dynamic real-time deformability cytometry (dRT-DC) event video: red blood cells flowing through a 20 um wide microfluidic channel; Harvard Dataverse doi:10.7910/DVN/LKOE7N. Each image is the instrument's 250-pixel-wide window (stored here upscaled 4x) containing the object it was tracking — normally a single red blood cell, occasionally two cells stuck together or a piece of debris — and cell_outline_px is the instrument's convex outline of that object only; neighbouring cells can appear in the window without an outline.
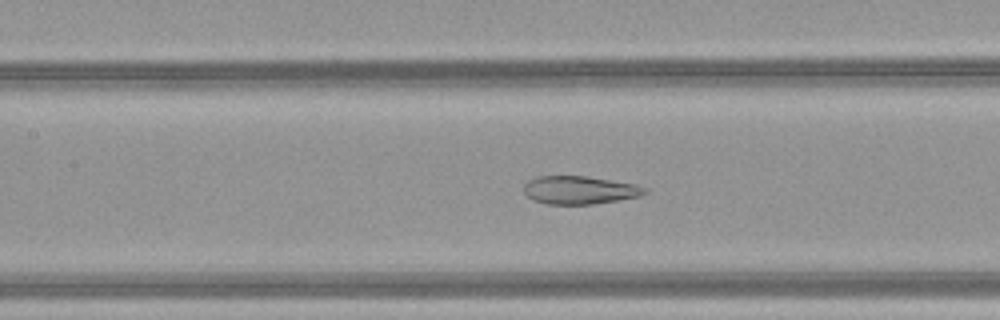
{"species": "common noctule bat (a hibernating species)", "species_latin": "Nyctalus noctula", "temperature_condition": "warm", "stored_images_in_passage": 37, "camera_frame_rate_fps": 3000, "um_per_image_px": 0.085, "animal": {"sex": "female", "body_mass_g": 21.9}, "frame": {"image": 1, "passage_image": 11, "time_ms": 3.333, "image_size_px": [1000, 320], "cell_outline_px": [[648, 192], [640, 196], [620, 200], [592, 204], [548, 204], [532, 200], [524, 192], [524, 184], [528, 180], [536, 176], [588, 176], [636, 184], [648, 188]], "centroid_in_image_um": [49.28, 16.15], "position_along_channel_um": 158.1, "area_um2": 20.0}}
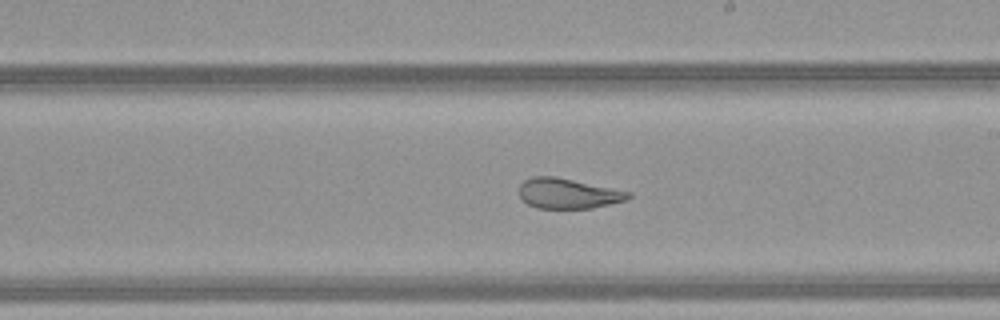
{"frame": {"image": 2, "passage_image": 17, "time_ms": 5.333, "image_size_px": [1000, 320], "cell_outline_px": [[632, 196], [624, 200], [592, 208], [536, 208], [520, 200], [520, 184], [524, 180], [532, 176], [556, 176], [632, 192]], "centroid_in_image_um": [48.25, 16.43], "position_along_channel_um": 240.8, "area_um2": 19.25}}
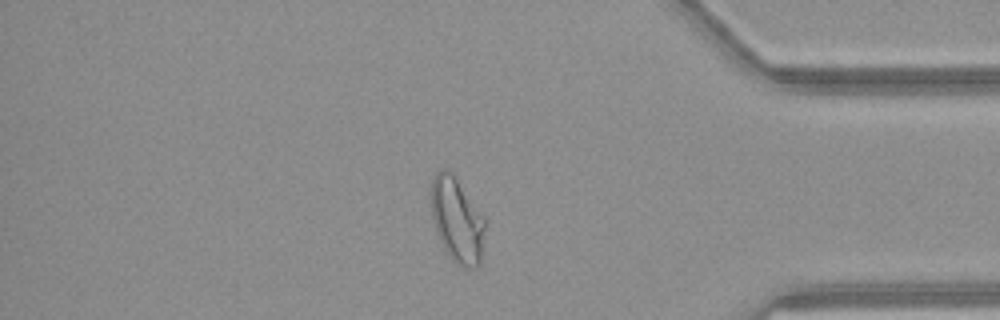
{"frame": {"image": 3, "passage_image": 30, "time_ms": 9.667, "image_size_px": [1000, 320], "cell_outline_px": [[484, 228], [480, 264], [476, 268], [464, 268], [456, 264], [448, 256], [436, 232], [432, 216], [428, 192], [428, 188], [436, 172], [440, 168], [448, 168], [452, 172], [484, 216]], "centroid_in_image_um": [38.79, 18.66], "position_along_channel_um": 396.4, "area_um2": 27.17}, "authors_computed_cell_mechanics": {"area_um2": 22.3108, "velocity_mm_per_s": 4.1456, "shape_relaxation_time_tau1_ms": 9.7192, "shape_relaxation_time_tau2_ms": 1.0684, "deformation_change_tau1": 0.2417, "deformation_change_tau2": 0.085}}